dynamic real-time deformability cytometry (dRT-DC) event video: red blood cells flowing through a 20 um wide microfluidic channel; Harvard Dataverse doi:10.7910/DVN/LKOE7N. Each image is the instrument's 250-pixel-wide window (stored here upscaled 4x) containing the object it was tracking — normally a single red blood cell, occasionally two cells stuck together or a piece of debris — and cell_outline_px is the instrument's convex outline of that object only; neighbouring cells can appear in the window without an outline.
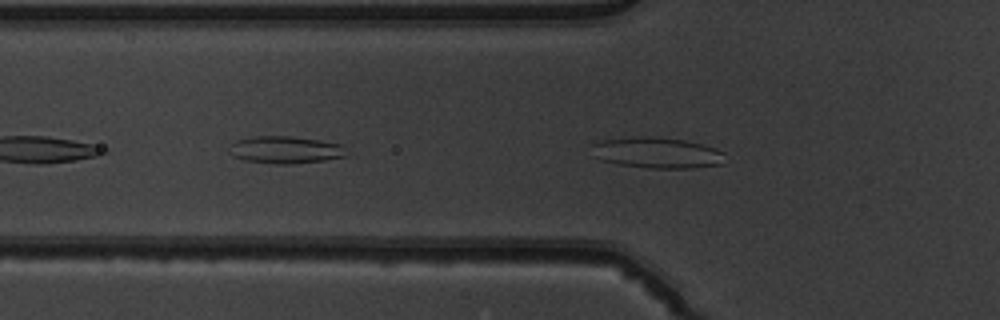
{"species": "common noctule bat (a hibernating species)", "species_latin": "Nyctalus noctula", "temperature_condition": "warm", "stored_images_in_passage": 32, "camera_frame_rate_fps": 3000, "um_per_image_px": 0.085, "animal": {"sex": "male", "body_mass_g": 19.5, "forearm_length_mm": 54.6}, "frame": {"image": 1, "passage_image": 3, "time_ms": 0.667, "image_size_px": [1000, 320], "cell_outline_px": [[724, 164], [692, 168], [648, 168], [620, 164], [600, 160], [592, 156], [592, 144], [596, 140], [644, 136], [684, 140], [716, 148], [724, 152]], "centroid_in_image_um": [55.81, 12.99], "position_along_channel_um": 70.0, "area_um2": 24.1}}
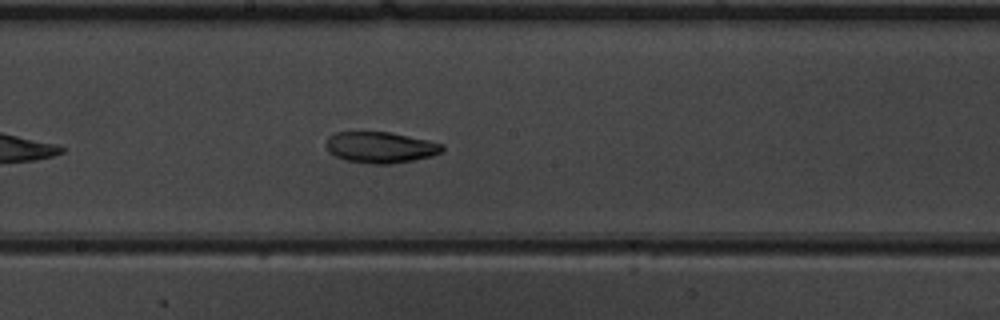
{"frame": {"image": 2, "passage_image": 14, "time_ms": 4.333, "image_size_px": [1000, 320], "cell_outline_px": [[444, 148], [440, 152], [432, 156], [392, 164], [372, 164], [344, 160], [328, 152], [328, 136], [336, 132], [388, 132], [428, 140], [444, 144]], "centroid_in_image_um": [32.35, 12.53], "position_along_channel_um": 215.9, "area_um2": 20.92}}
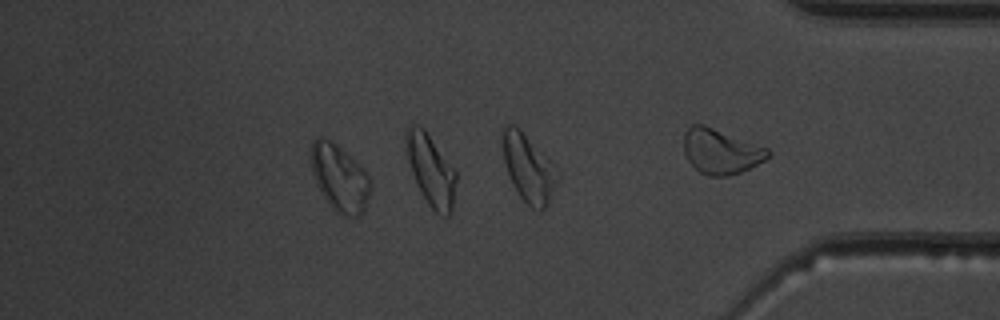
{"frame": {"image": 3, "passage_image": 26, "time_ms": 8.333, "image_size_px": [1000, 320], "cell_outline_px": [[372, 188], [364, 212], [360, 216], [344, 216], [336, 212], [332, 208], [316, 184], [312, 172], [312, 140], [316, 136], [324, 136], [336, 144], [364, 168], [372, 180]], "centroid_in_image_um": [28.91, 15.13], "position_along_channel_um": 406.3, "area_um2": 23.35}, "authors_computed_cell_mechanics": {"area_um2": 21.1548, "velocity_mm_per_s": 3.9903, "shape_relaxation_time_tau1_ms": 7.8384, "shape_relaxation_time_tau2_ms": 6.503, "deformation_change_tau1": 0.1756, "deformation_change_tau2": 0.1073}}